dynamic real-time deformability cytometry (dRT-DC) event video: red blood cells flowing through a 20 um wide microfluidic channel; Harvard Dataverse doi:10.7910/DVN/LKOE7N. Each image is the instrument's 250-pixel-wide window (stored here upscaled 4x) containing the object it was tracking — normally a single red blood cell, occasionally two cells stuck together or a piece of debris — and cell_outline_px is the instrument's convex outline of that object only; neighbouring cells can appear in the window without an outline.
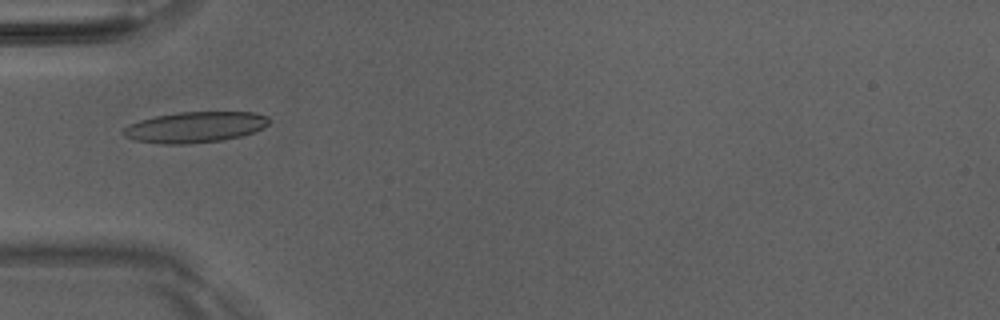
{"species": "Egyptian fruit bat (a non-hibernating species)", "species_latin": "Rousettus aegyptiacus", "temperature_condition": "room temperature", "stored_images_in_passage": 31, "camera_frame_rate_fps": 3000, "um_per_image_px": 0.085, "animal": {"sex": "male"}, "frame": {"image": 1, "passage_image": 5, "time_ms": 1.333, "image_size_px": [1000, 320], "cell_outline_px": [[268, 124], [264, 128], [240, 136], [224, 140], [184, 144], [160, 144], [132, 140], [124, 136], [120, 132], [128, 124], [140, 120], [156, 116], [176, 112], [252, 112], [268, 116]], "centroid_in_image_um": [16.52, 10.81], "position_along_channel_um": 68.5, "area_um2": 26.3}, "authors_computed_cell_mechanics": {"area_um2": 23.698, "velocity_mm_per_s": 4.0695, "shape_relaxation_time_tau1_ms": 4.8266, "shape_relaxation_time_tau2_ms": 1.7199, "deformation_change_tau1": 0.1672, "deformation_change_tau2": 0.0917}}